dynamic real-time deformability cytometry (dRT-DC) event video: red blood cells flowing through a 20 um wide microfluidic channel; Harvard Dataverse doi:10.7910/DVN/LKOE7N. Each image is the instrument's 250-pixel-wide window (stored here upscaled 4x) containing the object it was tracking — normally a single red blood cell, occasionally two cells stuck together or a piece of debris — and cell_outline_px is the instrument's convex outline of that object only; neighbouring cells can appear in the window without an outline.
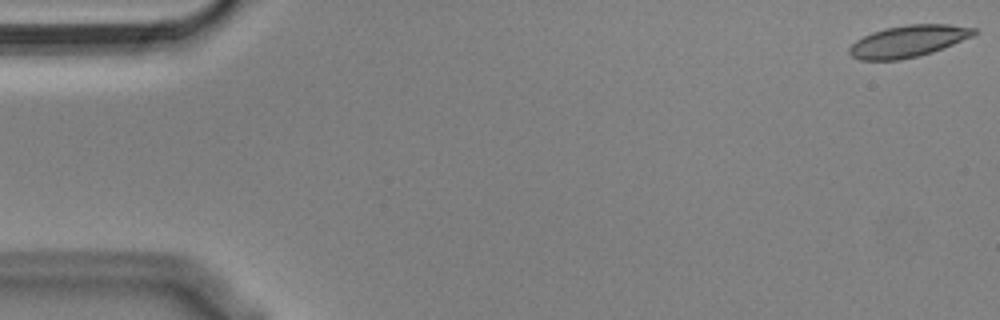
{"species": "Egyptian fruit bat (a non-hibernating species)", "species_latin": "Rousettus aegyptiacus", "temperature_condition": "cold", "stored_images_in_passage": 55, "camera_frame_rate_fps": 3000, "um_per_image_px": 0.085, "animal": {"sex": "male"}, "frame": {"image": 1, "passage_image": 1, "time_ms": 0.0, "image_size_px": [1000, 320], "cell_outline_px": [[980, 32], [972, 36], [932, 52], [900, 60], [860, 60], [852, 56], [848, 52], [848, 48], [856, 40], [872, 32], [884, 28], [908, 24], [948, 24], [976, 28]], "centroid_in_image_um": [77.19, 3.49], "position_along_channel_um": 7.8, "area_um2": 23.0}}
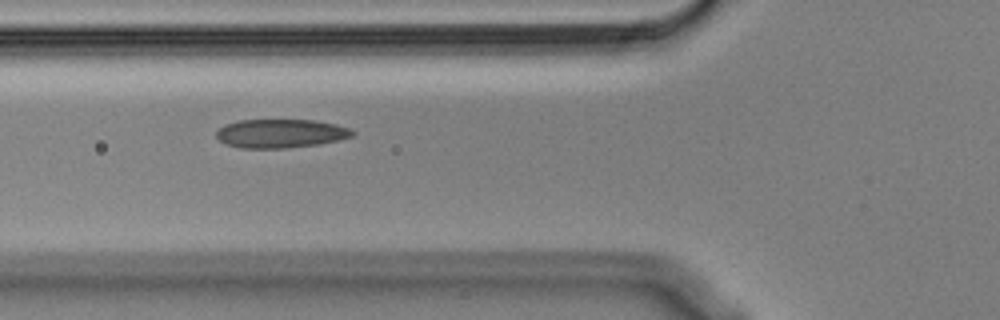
{"frame": {"image": 2, "passage_image": 20, "time_ms": 6.333, "image_size_px": [1000, 320], "cell_outline_px": [[356, 132], [352, 136], [340, 140], [320, 144], [284, 148], [240, 148], [224, 144], [216, 136], [216, 132], [224, 124], [240, 120], [316, 120], [336, 124], [348, 128]], "centroid_in_image_um": [23.85, 11.35], "position_along_channel_um": 101.9, "area_um2": 22.89}}
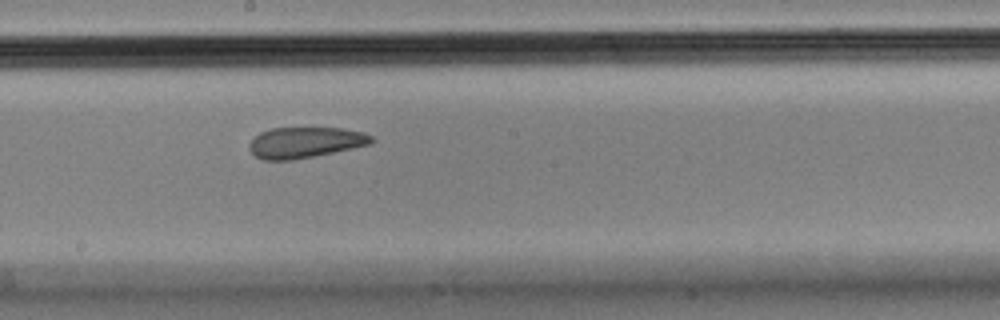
{"frame": {"image": 3, "passage_image": 30, "time_ms": 9.667, "image_size_px": [1000, 320], "cell_outline_px": [[376, 140], [372, 144], [292, 160], [264, 160], [256, 156], [248, 148], [248, 144], [260, 132], [272, 128], [340, 128], [364, 132], [372, 136]], "centroid_in_image_um": [25.95, 12.1], "position_along_channel_um": 222.2, "area_um2": 21.85}, "authors_computed_cell_mechanics": {"area_um2": 23.6402, "velocity_mm_per_s": 3.5972, "shape_relaxation_time_tau1_ms": null, "shape_relaxation_time_tau2_ms": 3.4315, "deformation_change_tau1": null, "deformation_change_tau2": 0.0838}}